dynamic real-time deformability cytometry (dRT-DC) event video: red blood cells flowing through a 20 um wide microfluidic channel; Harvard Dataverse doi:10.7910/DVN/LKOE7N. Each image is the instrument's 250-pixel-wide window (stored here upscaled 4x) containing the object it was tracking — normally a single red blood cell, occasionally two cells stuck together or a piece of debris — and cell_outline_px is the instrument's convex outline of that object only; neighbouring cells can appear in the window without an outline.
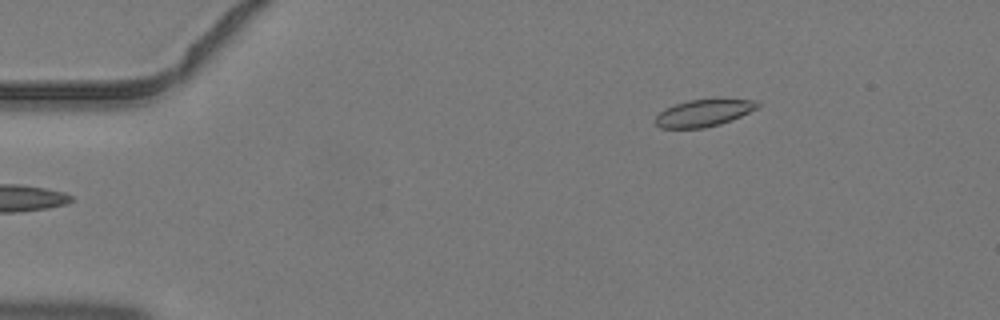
{"species": "common noctule bat (a hibernating species)", "species_latin": "Nyctalus noctula", "temperature_condition": "warm", "stored_images_in_passage": 5, "camera_frame_rate_fps": 3000, "um_per_image_px": 0.085, "animal": {"sex": "male", "body_mass_g": 19.2, "forearm_length_mm": 51.8}, "frame": {"image": 1, "passage_image": 5, "time_ms": 1.333, "image_size_px": [1000, 320], "cell_outline_px": [[760, 104], [756, 108], [732, 120], [720, 124], [704, 128], [660, 128], [652, 120], [664, 108], [688, 100], [756, 100]], "centroid_in_image_um": [59.74, 9.62], "position_along_channel_um": 25.3, "area_um2": 15.84}}